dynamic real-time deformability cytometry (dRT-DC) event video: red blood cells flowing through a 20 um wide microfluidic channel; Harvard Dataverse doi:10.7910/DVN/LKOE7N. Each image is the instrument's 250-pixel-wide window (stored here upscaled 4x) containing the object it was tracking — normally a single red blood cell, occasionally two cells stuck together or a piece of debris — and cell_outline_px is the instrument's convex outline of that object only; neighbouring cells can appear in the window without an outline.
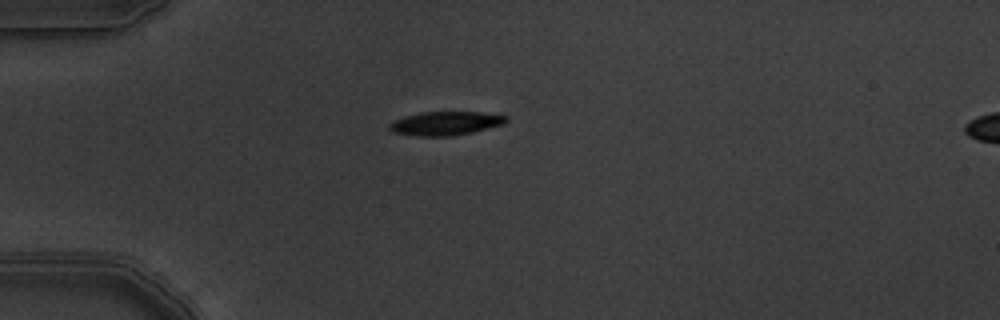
{"species": "common noctule bat (a hibernating species)", "species_latin": "Nyctalus noctula", "temperature_condition": "warm", "stored_images_in_passage": 10, "camera_frame_rate_fps": 3000, "um_per_image_px": 0.085, "animal": {"sex": "male", "body_mass_g": 19.5, "forearm_length_mm": 54.6}, "frame": {"image": 1, "passage_image": 1, "time_ms": 0.0, "image_size_px": [1000, 320], "cell_outline_px": [[508, 120], [504, 124], [472, 132], [452, 136], [416, 136], [392, 132], [388, 128], [388, 124], [404, 116], [420, 112], [480, 112], [508, 116]], "centroid_in_image_um": [37.85, 10.48], "position_along_channel_um": 47.1, "area_um2": 16.18}}
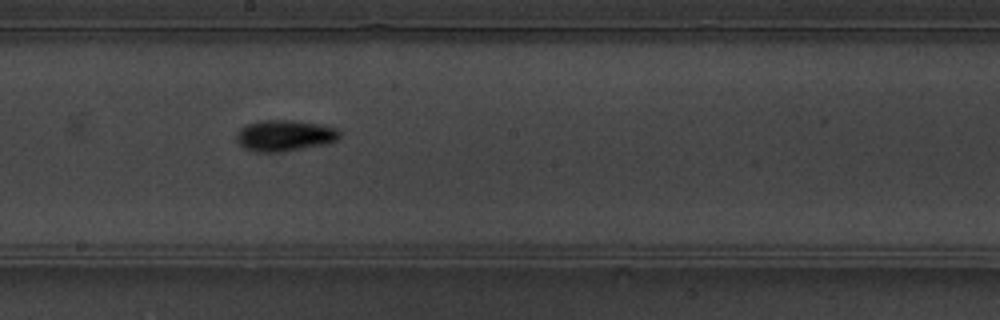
{"frame": {"image": 2, "passage_image": 6, "time_ms": 1.667, "image_size_px": [1000, 320], "cell_outline_px": [[340, 136], [336, 140], [328, 144], [280, 152], [256, 152], [244, 148], [236, 140], [236, 132], [244, 124], [260, 120], [292, 120], [320, 124], [336, 128], [340, 132]], "centroid_in_image_um": [24.16, 11.52], "position_along_channel_um": 224.0, "area_um2": 18.96}}